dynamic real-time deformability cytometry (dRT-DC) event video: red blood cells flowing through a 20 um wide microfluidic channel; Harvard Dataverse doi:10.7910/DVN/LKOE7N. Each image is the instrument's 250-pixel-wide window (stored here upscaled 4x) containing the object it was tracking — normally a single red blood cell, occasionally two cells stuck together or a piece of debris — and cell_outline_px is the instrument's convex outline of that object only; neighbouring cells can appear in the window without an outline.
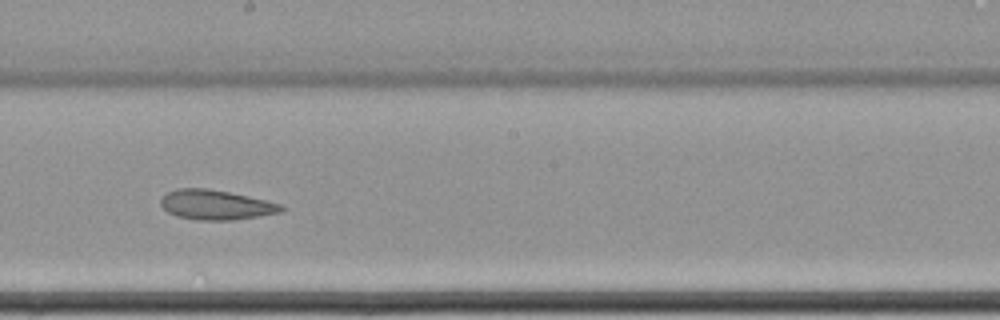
{"species": "common noctule bat (a hibernating species)", "species_latin": "Nyctalus noctula", "temperature_condition": "cold", "stored_images_in_passage": 10, "camera_frame_rate_fps": 3000, "um_per_image_px": 0.085, "animal": {"sex": "female", "body_mass_g": 22.7, "forearm_length_mm": 54.2}, "frame": {"image": 1, "passage_image": 10, "time_ms": 3.0, "image_size_px": [1000, 320], "cell_outline_px": [[284, 208], [280, 212], [232, 220], [196, 220], [176, 216], [168, 212], [160, 204], [160, 200], [168, 192], [176, 188], [208, 188], [228, 192], [284, 204]], "centroid_in_image_um": [18.32, 17.41], "position_along_channel_um": 229.9, "area_um2": 20.75}}